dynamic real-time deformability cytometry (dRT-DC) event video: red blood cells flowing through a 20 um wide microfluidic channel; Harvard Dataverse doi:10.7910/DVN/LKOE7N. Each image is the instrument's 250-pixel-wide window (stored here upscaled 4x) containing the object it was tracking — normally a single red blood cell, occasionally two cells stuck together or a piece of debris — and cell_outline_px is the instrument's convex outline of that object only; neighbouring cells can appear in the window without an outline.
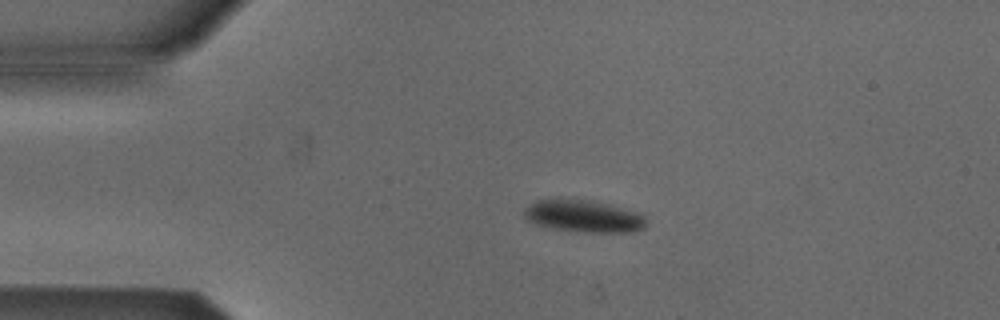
{"species": "Egyptian fruit bat (a non-hibernating species)", "species_latin": "Rousettus aegyptiacus", "temperature_condition": "cold", "stored_images_in_passage": 4, "camera_frame_rate_fps": 3000, "um_per_image_px": 0.085, "animal": {"sex": "male"}, "frame": {"image": 1, "passage_image": 3, "time_ms": 2.333, "image_size_px": [1000, 320], "cell_outline_px": [[644, 228], [628, 232], [584, 232], [552, 228], [536, 224], [528, 220], [524, 216], [524, 208], [528, 204], [536, 200], [560, 196], [608, 204], [640, 212], [644, 216]], "centroid_in_image_um": [49.53, 18.33], "position_along_channel_um": 35.5, "area_um2": 23.18}}